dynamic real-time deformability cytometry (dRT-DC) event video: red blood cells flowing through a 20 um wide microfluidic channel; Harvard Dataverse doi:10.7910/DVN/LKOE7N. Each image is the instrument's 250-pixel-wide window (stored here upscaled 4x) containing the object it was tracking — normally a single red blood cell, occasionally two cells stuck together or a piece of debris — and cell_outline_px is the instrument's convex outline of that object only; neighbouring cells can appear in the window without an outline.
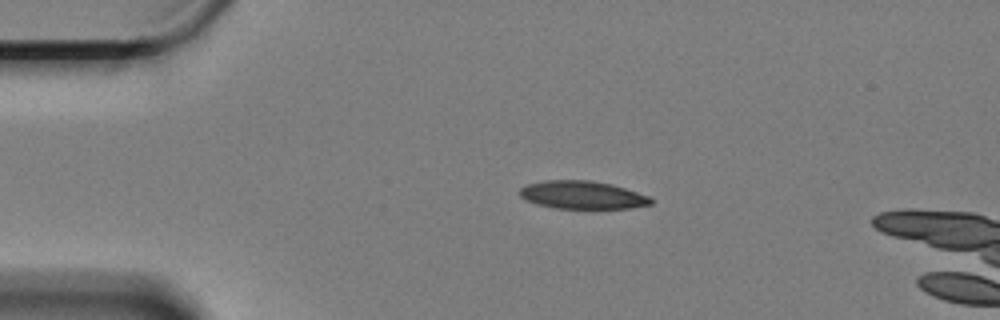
{"species": "Egyptian fruit bat (a non-hibernating species)", "species_latin": "Rousettus aegyptiacus", "temperature_condition": "cold", "stored_images_in_passage": 7, "camera_frame_rate_fps": 3000, "um_per_image_px": 0.085, "animal": {"sex": "female"}, "frame": {"image": 1, "passage_image": 1, "time_ms": 0.0, "image_size_px": [1000, 320], "cell_outline_px": [[652, 204], [632, 208], [556, 208], [536, 204], [524, 200], [520, 196], [520, 188], [528, 184], [544, 180], [592, 180], [612, 184], [648, 196], [652, 200]], "centroid_in_image_um": [49.47, 16.57], "position_along_channel_um": 35.5, "area_um2": 21.33}}